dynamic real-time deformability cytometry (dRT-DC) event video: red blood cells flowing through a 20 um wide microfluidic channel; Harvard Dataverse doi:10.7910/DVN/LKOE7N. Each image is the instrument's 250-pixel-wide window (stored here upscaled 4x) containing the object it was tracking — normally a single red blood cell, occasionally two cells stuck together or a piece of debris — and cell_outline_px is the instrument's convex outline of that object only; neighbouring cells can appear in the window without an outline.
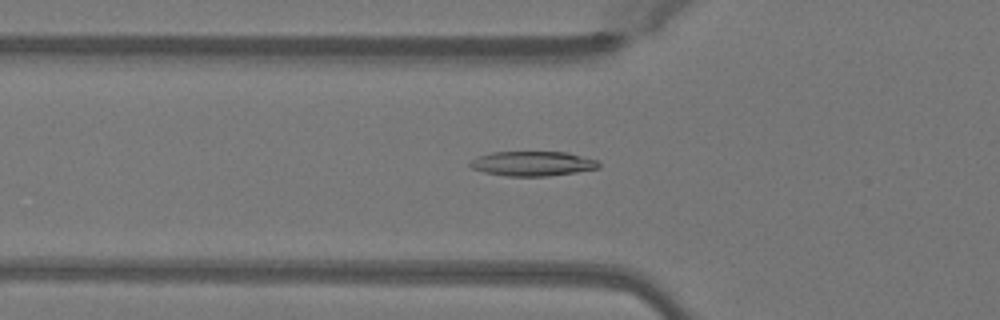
{"species": "Egyptian fruit bat (a non-hibernating species)", "species_latin": "Rousettus aegyptiacus", "temperature_condition": "warm", "stored_images_in_passage": 50, "camera_frame_rate_fps": 3000, "um_per_image_px": 0.085, "animal": {"sex": "female"}, "frame": {"image": 1, "passage_image": 17, "time_ms": 5.333, "image_size_px": [1000, 320], "cell_outline_px": [[600, 168], [576, 172], [548, 176], [508, 176], [484, 172], [472, 168], [468, 164], [476, 156], [492, 152], [568, 152], [596, 160], [600, 164]], "centroid_in_image_um": [45.26, 13.9], "position_along_channel_um": 80.5, "area_um2": 18.5}}
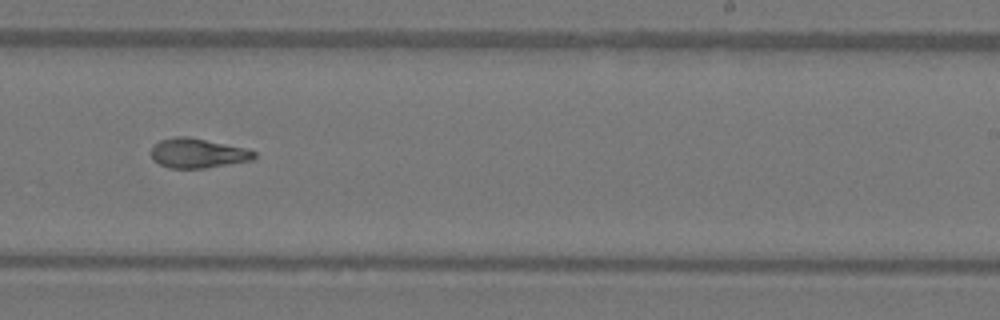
{"frame": {"image": 2, "passage_image": 31, "time_ms": 10.0, "image_size_px": [1000, 320], "cell_outline_px": [[256, 156], [252, 160], [204, 168], [168, 168], [152, 160], [152, 148], [160, 140], [176, 136], [188, 136], [248, 148], [256, 152]], "centroid_in_image_um": [16.83, 13.01], "position_along_channel_um": 272.2, "area_um2": 17.8}}
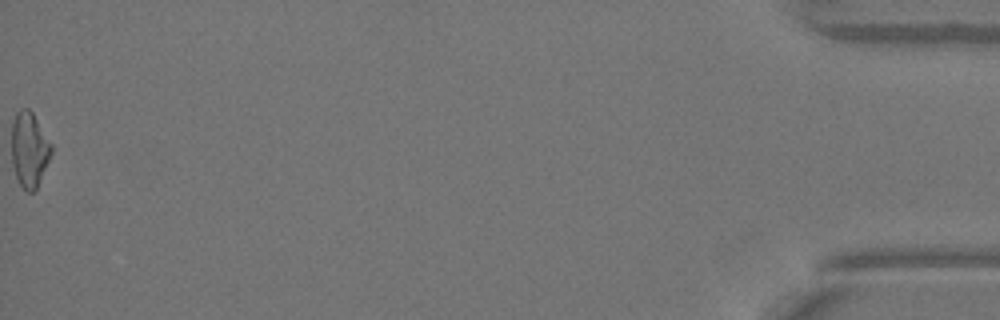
{"frame": {"image": 3, "passage_image": 50, "time_ms": 16.333, "image_size_px": [1000, 320], "cell_outline_px": [[52, 152], [36, 188], [32, 192], [24, 192], [16, 176], [12, 164], [12, 120], [16, 112], [20, 108], [28, 108], [32, 112], [52, 144]], "centroid_in_image_um": [2.48, 12.69], "position_along_channel_um": 432.7, "area_um2": 17.34}, "authors_computed_cell_mechanics": {"area_um2": 17.8602, "velocity_mm_per_s": 4.0969, "shape_relaxation_time_tau1_ms": 8.6224, "shape_relaxation_time_tau2_ms": 3.7268, "deformation_change_tau1": 0.232, "deformation_change_tau2": 0.1149}}